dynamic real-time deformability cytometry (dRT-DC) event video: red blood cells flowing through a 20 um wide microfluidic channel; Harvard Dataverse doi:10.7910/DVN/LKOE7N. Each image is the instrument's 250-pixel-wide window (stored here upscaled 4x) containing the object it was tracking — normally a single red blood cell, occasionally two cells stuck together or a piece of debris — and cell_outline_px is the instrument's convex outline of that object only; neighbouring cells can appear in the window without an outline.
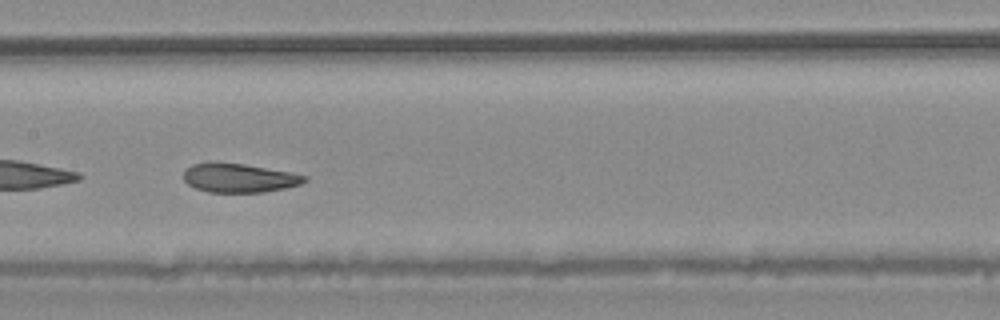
{"species": "common noctule bat (a hibernating species)", "species_latin": "Nyctalus noctula", "temperature_condition": "warm", "stored_images_in_passage": 23, "camera_frame_rate_fps": 3000, "um_per_image_px": 0.085, "animal": {"sex": "male", "body_mass_g": 20.4}, "frame": {"image": 1, "passage_image": 14, "time_ms": 4.333, "image_size_px": [1000, 320], "cell_outline_px": [[308, 180], [300, 184], [284, 188], [264, 192], [208, 192], [196, 188], [188, 184], [184, 180], [184, 168], [192, 164], [244, 164], [292, 172], [308, 176]], "centroid_in_image_um": [20.36, 15.14], "position_along_channel_um": 187.0, "area_um2": 20.06}}
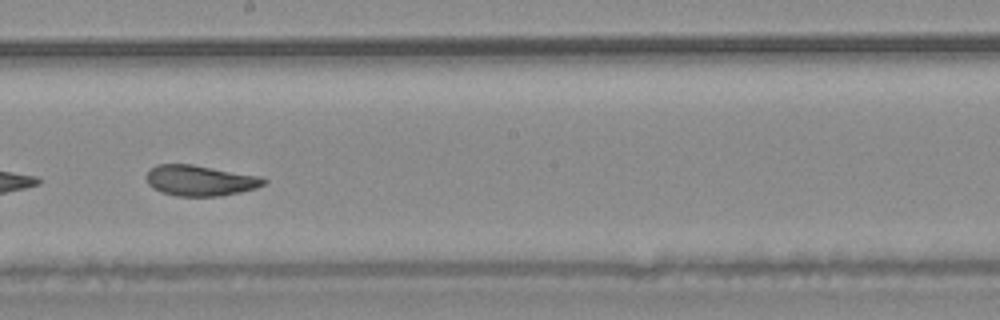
{"frame": {"image": 2, "passage_image": 17, "time_ms": 5.333, "image_size_px": [1000, 320], "cell_outline_px": [[268, 180], [264, 184], [256, 188], [240, 192], [220, 196], [176, 196], [160, 192], [152, 188], [148, 184], [144, 176], [156, 164], [192, 164], [260, 176]], "centroid_in_image_um": [16.98, 15.34], "position_along_channel_um": 231.2, "area_um2": 21.1}}